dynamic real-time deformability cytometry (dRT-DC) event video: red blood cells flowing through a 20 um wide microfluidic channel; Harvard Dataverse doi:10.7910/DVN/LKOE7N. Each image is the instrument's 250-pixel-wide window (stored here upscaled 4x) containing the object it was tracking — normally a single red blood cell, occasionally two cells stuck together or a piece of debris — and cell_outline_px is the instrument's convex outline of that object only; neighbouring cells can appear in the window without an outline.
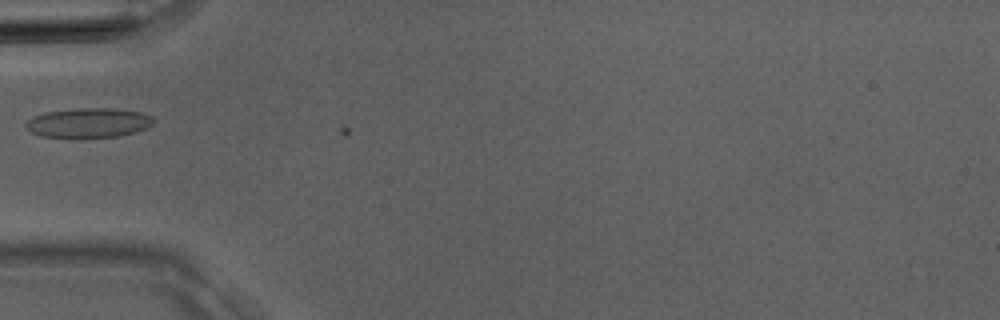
{"species": "Egyptian fruit bat (a non-hibernating species)", "species_latin": "Rousettus aegyptiacus", "temperature_condition": "room temperature", "stored_images_in_passage": 2, "camera_frame_rate_fps": 3000, "um_per_image_px": 0.085, "animal": {"sex": "male"}, "frame": {"image": 1, "passage_image": 1, "time_ms": 0.0, "image_size_px": [1000, 320], "cell_outline_px": [[156, 120], [148, 128], [120, 136], [76, 140], [40, 136], [32, 132], [24, 124], [28, 120], [44, 112], [76, 108], [112, 108], [140, 112], [152, 116]], "centroid_in_image_um": [7.53, 10.48], "position_along_channel_um": 77.5, "area_um2": 22.77}}